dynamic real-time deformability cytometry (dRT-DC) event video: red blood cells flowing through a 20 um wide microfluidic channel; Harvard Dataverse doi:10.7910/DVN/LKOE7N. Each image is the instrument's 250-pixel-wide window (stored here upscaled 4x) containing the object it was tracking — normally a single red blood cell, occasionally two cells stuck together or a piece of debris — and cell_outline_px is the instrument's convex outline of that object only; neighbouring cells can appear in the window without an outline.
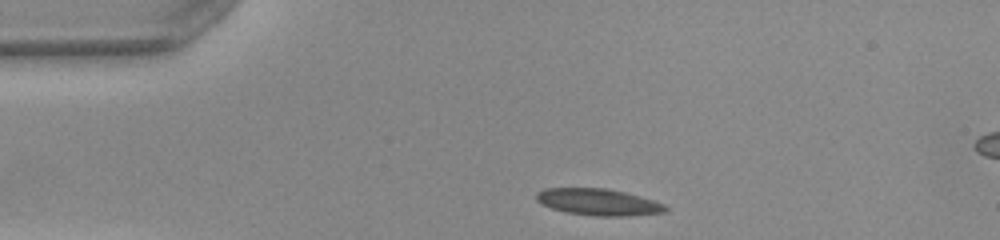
{"species": "common noctule bat (a hibernating species)", "species_latin": "Nyctalus noctula", "temperature_condition": "warm", "stored_images_in_passage": 32, "camera_frame_rate_fps": 3000, "um_per_image_px": 0.085, "animal": {"sex": "female", "body_mass_g": 22.0, "forearm_length_mm": 56.7}, "frame": {"image": 1, "passage_image": 1, "time_ms": 0.0, "image_size_px": [1000, 240], "cell_outline_px": [[668, 208], [664, 212], [628, 216], [596, 216], [564, 212], [552, 208], [536, 200], [536, 192], [544, 188], [608, 188], [640, 196], [664, 204]], "centroid_in_image_um": [50.84, 17.17], "position_along_channel_um": 34.2, "area_um2": 20.0}}
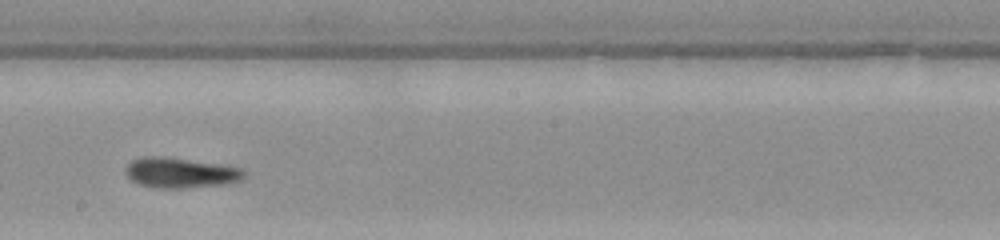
{"frame": {"image": 2, "passage_image": 19, "time_ms": 6.0, "image_size_px": [1000, 240], "cell_outline_px": [[244, 176], [240, 180], [228, 184], [188, 188], [152, 188], [140, 184], [132, 180], [124, 172], [124, 168], [132, 160], [144, 156], [160, 156], [228, 164], [244, 168]], "centroid_in_image_um": [15.38, 14.68], "position_along_channel_um": 232.8, "area_um2": 21.39}}
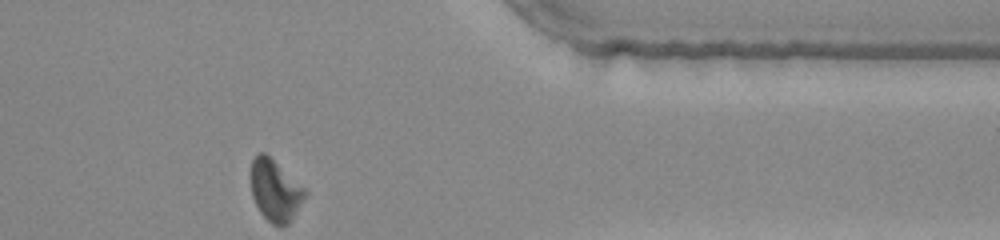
{"frame": {"image": 3, "passage_image": 32, "time_ms": 10.333, "image_size_px": [1000, 240], "cell_outline_px": [[308, 192], [292, 220], [288, 224], [272, 224], [260, 212], [252, 196], [252, 160], [260, 152], [264, 152], [304, 188]], "centroid_in_image_um": [23.4, 16.21], "position_along_channel_um": 388.0, "area_um2": 18.79}, "authors_computed_cell_mechanics": {"area_um2": 20.1144, "velocity_mm_per_s": 4.0071, "shape_relaxation_time_tau1_ms": 5.1193, "shape_relaxation_time_tau2_ms": 1.5591, "deformation_change_tau1": 0.1501, "deformation_change_tau2": 0.0777}}